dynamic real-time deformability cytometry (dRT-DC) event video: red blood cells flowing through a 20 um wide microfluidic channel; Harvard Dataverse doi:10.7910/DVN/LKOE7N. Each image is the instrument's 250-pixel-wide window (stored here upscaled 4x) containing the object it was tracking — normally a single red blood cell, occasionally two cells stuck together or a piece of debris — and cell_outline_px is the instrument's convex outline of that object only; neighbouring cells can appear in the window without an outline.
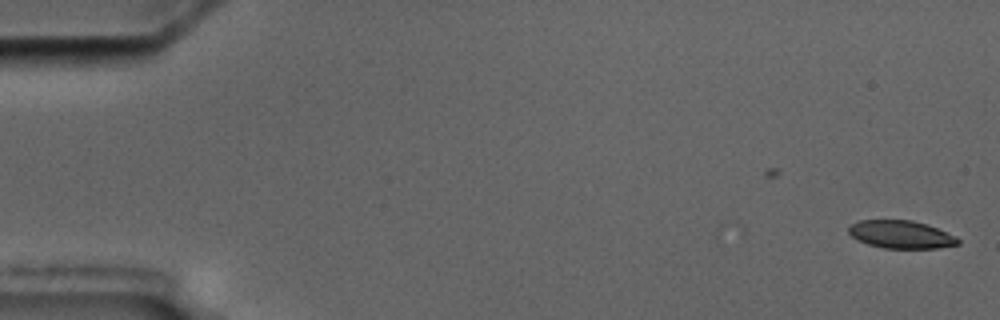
{"species": "common noctule bat (a hibernating species)", "species_latin": "Nyctalus noctula", "temperature_condition": "cold", "stored_images_in_passage": 2, "camera_frame_rate_fps": 3000, "um_per_image_px": 0.085, "animal": {"sex": "male", "body_mass_g": 17.5, "forearm_length_mm": 52.3}, "frame": {"image": 1, "passage_image": 2, "time_ms": 1.0, "image_size_px": [1000, 320], "cell_outline_px": [[960, 244], [940, 248], [884, 248], [868, 244], [856, 240], [848, 232], [848, 228], [852, 224], [860, 220], [912, 220], [928, 224], [956, 236], [960, 240]], "centroid_in_image_um": [76.61, 19.93], "position_along_channel_um": 8.4, "area_um2": 17.86}}